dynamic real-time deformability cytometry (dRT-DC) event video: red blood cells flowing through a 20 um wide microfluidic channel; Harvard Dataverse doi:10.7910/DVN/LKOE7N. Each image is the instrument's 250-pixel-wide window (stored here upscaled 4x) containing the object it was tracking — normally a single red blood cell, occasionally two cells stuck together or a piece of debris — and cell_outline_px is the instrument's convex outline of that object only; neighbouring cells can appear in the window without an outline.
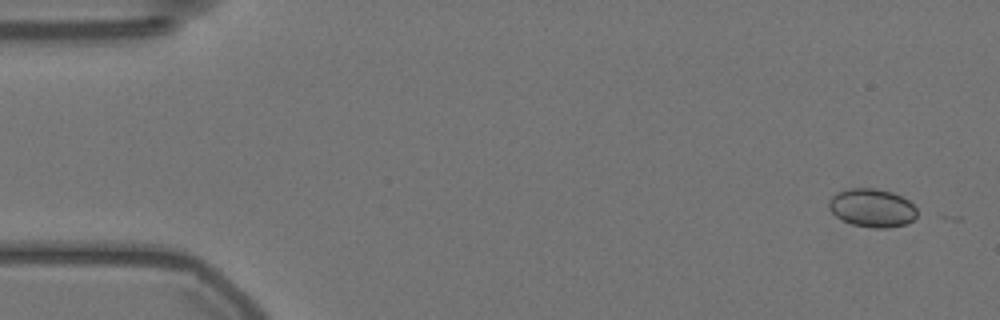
{"species": "Egyptian fruit bat (a non-hibernating species)", "species_latin": "Rousettus aegyptiacus", "temperature_condition": "warm", "stored_images_in_passage": 4, "camera_frame_rate_fps": 3000, "um_per_image_px": 0.085, "animal": {"sex": "female"}, "frame": {"image": 1, "passage_image": 2, "time_ms": 0.333, "image_size_px": [1000, 320], "cell_outline_px": [[916, 216], [908, 224], [884, 228], [872, 228], [852, 224], [836, 216], [828, 208], [828, 200], [836, 192], [848, 188], [876, 188], [892, 192], [908, 200], [916, 208]], "centroid_in_image_um": [74.1, 17.66], "position_along_channel_um": 10.9, "area_um2": 19.77}}